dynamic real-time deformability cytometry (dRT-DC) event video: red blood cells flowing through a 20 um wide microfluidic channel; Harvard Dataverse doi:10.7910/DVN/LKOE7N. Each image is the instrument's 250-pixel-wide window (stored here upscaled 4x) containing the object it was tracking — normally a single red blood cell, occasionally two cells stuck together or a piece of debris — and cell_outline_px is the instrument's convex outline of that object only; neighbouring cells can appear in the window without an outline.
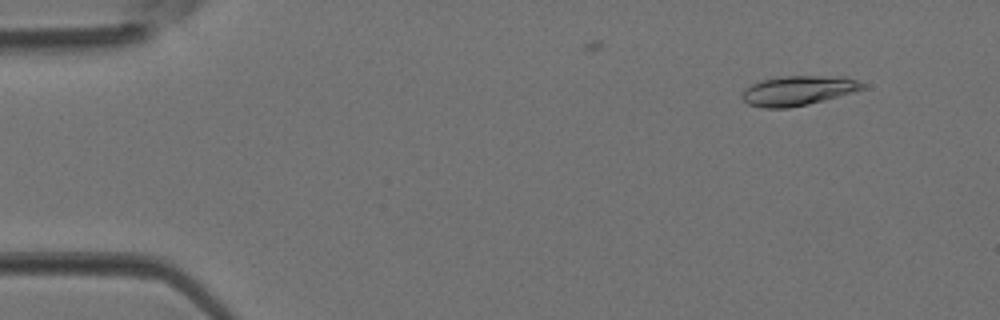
{"species": "Egyptian fruit bat (a non-hibernating species)", "species_latin": "Rousettus aegyptiacus", "temperature_condition": "room temperature", "stored_images_in_passage": 3, "camera_frame_rate_fps": 3000, "um_per_image_px": 0.085, "animal": {"sex": "female"}, "frame": {"image": 1, "passage_image": 1, "time_ms": 0.0, "image_size_px": [1000, 320], "cell_outline_px": [[864, 88], [852, 92], [824, 100], [808, 104], [788, 108], [764, 108], [748, 104], [740, 96], [744, 88], [760, 80], [788, 76], [844, 76], [856, 80], [864, 84]], "centroid_in_image_um": [67.8, 7.7], "position_along_channel_um": 17.2, "area_um2": 20.69}}
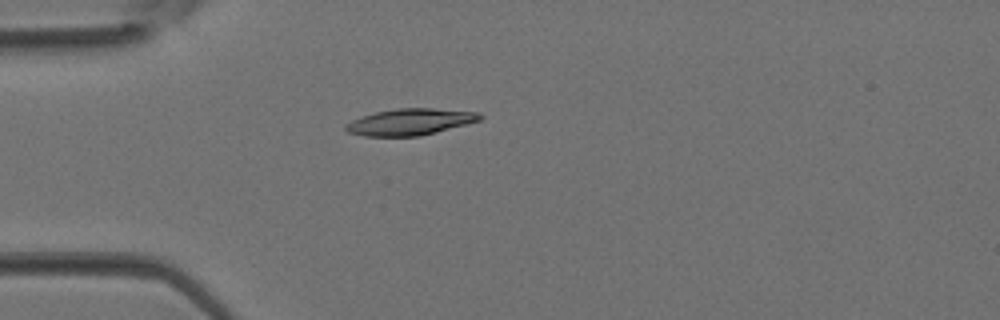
{"frame": {"image": 2, "passage_image": 3, "time_ms": 0.667, "image_size_px": [1000, 320], "cell_outline_px": [[484, 116], [480, 120], [436, 132], [420, 136], [364, 136], [348, 132], [344, 128], [344, 124], [352, 120], [376, 112], [396, 108], [432, 108], [476, 112]], "centroid_in_image_um": [34.84, 10.36], "position_along_channel_um": 50.2, "area_um2": 20.52}}